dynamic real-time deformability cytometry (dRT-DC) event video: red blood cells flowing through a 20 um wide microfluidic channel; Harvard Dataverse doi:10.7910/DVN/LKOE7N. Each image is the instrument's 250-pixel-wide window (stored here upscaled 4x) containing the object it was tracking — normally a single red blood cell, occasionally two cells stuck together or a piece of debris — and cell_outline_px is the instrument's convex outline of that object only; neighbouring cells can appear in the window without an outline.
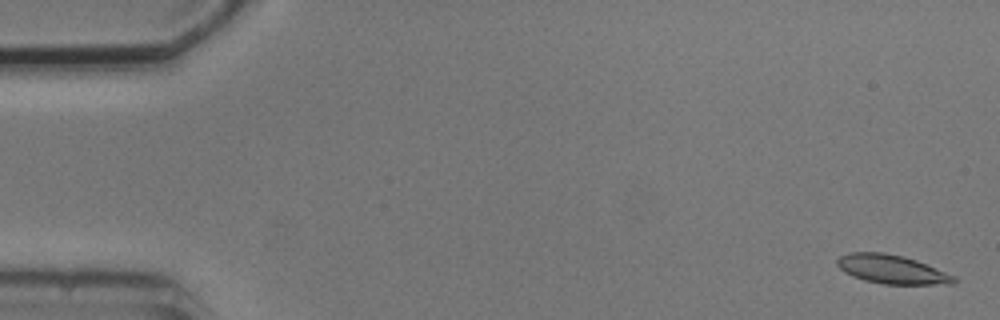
{"species": "common noctule bat (a hibernating species)", "species_latin": "Nyctalus noctula", "temperature_condition": "cold", "stored_images_in_passage": 6, "segment_of_instrument_passage": [1, 2], "camera_frame_rate_fps": 3000, "um_per_image_px": 0.085, "animal": {"sex": "male", "body_mass_g": 20.5, "forearm_length_mm": 52.5}, "frame": {"image": 1, "passage_image": 1, "time_ms": 0.0, "image_size_px": [1000, 320], "cell_outline_px": [[956, 284], [884, 284], [864, 280], [852, 276], [844, 272], [836, 264], [836, 260], [840, 256], [848, 252], [884, 252], [904, 256], [916, 260], [956, 276]], "centroid_in_image_um": [75.79, 22.88], "position_along_channel_um": 9.2, "area_um2": 19.71}}
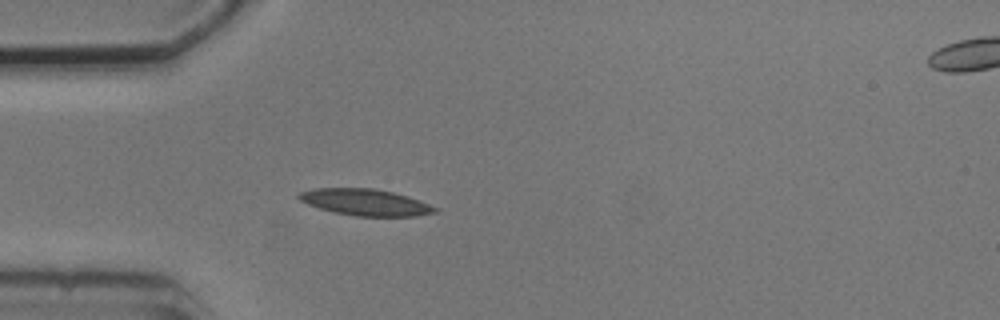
{"frame": {"image": 2, "passage_image": 5, "time_ms": 4.667, "image_size_px": [1000, 320], "cell_outline_px": [[440, 212], [416, 216], [356, 216], [336, 212], [320, 208], [308, 204], [300, 200], [296, 196], [300, 192], [316, 188], [372, 188], [392, 192], [408, 196], [440, 208]], "centroid_in_image_um": [31.11, 17.19], "position_along_channel_um": 53.9, "area_um2": 20.98}}